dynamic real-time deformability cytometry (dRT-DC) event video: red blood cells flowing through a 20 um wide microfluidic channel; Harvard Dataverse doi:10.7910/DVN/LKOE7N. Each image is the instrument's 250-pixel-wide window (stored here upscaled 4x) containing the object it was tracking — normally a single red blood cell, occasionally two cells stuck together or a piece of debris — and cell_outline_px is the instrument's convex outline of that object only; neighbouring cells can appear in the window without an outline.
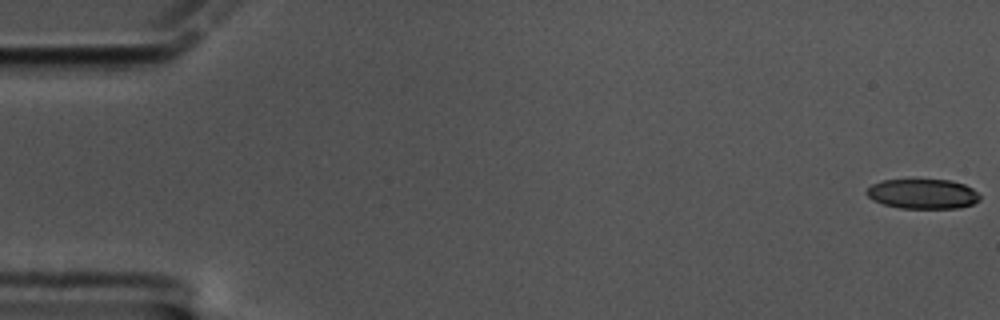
{"species": "common noctule bat (a hibernating species)", "species_latin": "Nyctalus noctula", "temperature_condition": "cold", "stored_images_in_passage": 26, "camera_frame_rate_fps": 3000, "um_per_image_px": 0.085, "animal": {"sex": "male", "body_mass_g": 17.5, "forearm_length_mm": 52.3}, "frame": {"image": 1, "passage_image": 1, "time_ms": 0.0, "image_size_px": [1000, 320], "cell_outline_px": [[980, 200], [972, 204], [960, 208], [900, 208], [884, 204], [872, 200], [864, 192], [872, 184], [884, 180], [948, 180], [964, 184], [972, 188], [980, 196]], "centroid_in_image_um": [78.42, 16.48], "position_along_channel_um": 6.6, "area_um2": 19.59}}
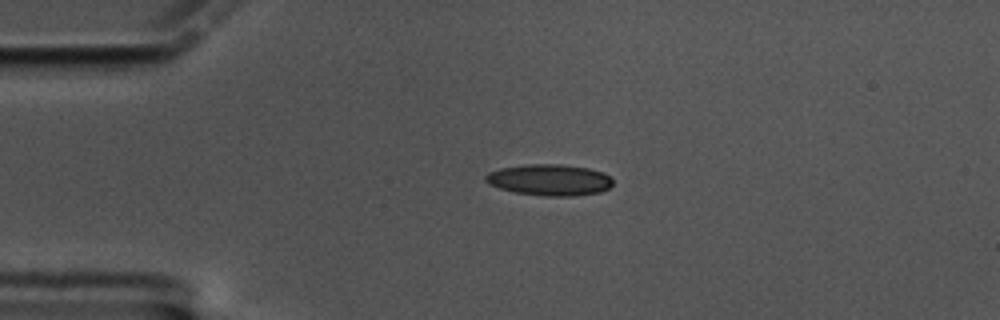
{"frame": {"image": 2, "passage_image": 14, "time_ms": 4.333, "image_size_px": [1000, 320], "cell_outline_px": [[612, 184], [608, 188], [600, 192], [572, 196], [544, 196], [516, 192], [500, 188], [488, 184], [484, 180], [484, 176], [488, 172], [500, 168], [528, 164], [560, 164], [588, 168], [604, 172], [612, 180]], "centroid_in_image_um": [46.69, 15.29], "position_along_channel_um": 38.3, "area_um2": 23.18}}